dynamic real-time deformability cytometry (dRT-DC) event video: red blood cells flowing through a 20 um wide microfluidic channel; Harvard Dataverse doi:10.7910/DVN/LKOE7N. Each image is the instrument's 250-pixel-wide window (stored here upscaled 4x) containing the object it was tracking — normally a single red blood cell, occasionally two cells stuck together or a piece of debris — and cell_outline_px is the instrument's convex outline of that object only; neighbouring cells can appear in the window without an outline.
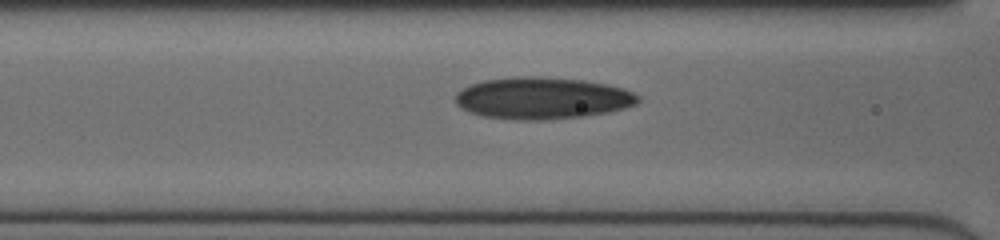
{"species": "human", "species_latin": "Homo sapiens", "temperature_condition": "cold", "stored_images_in_passage": 44, "camera_frame_rate_fps": 3000, "um_per_image_px": 0.085, "donor": {"sex": "female"}, "frame": {"image": 1, "passage_image": 21, "time_ms": 6.667, "image_size_px": [1000, 240], "cell_outline_px": [[640, 100], [636, 104], [624, 108], [608, 112], [584, 116], [544, 120], [516, 120], [484, 116], [460, 108], [456, 104], [456, 92], [468, 84], [484, 80], [516, 76], [540, 76], [584, 80], [608, 84], [624, 88], [640, 96]], "centroid_in_image_um": [46.09, 8.33], "position_along_channel_um": 120.5, "area_um2": 44.85}}
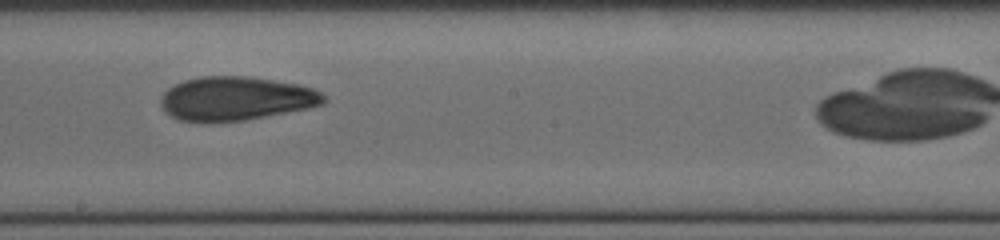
{"frame": {"image": 2, "passage_image": 29, "time_ms": 9.333, "image_size_px": [1000, 240], "cell_outline_px": [[324, 104], [308, 108], [244, 120], [180, 120], [172, 116], [160, 104], [160, 96], [168, 88], [184, 80], [200, 76], [248, 76], [296, 84], [312, 88], [320, 92], [324, 96]], "centroid_in_image_um": [20.05, 8.35], "position_along_channel_um": 228.1, "area_um2": 40.81}}
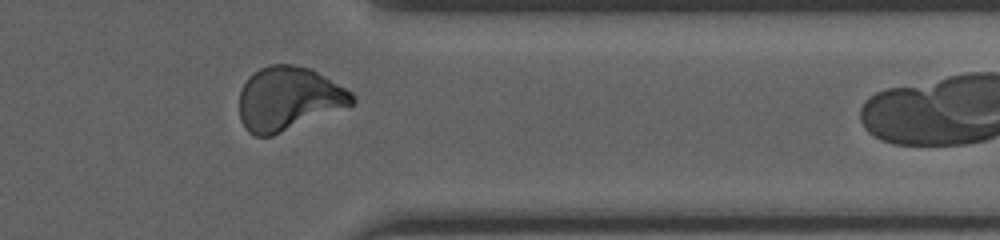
{"frame": {"image": 3, "passage_image": 41, "time_ms": 13.333, "image_size_px": [1000, 240], "cell_outline_px": [[356, 100], [352, 104], [272, 136], [256, 136], [248, 132], [240, 120], [240, 92], [248, 76], [252, 72], [268, 64], [292, 64], [312, 68], [352, 92], [356, 96]], "centroid_in_image_um": [24.5, 8.36], "position_along_channel_um": 386.9, "area_um2": 41.73}}